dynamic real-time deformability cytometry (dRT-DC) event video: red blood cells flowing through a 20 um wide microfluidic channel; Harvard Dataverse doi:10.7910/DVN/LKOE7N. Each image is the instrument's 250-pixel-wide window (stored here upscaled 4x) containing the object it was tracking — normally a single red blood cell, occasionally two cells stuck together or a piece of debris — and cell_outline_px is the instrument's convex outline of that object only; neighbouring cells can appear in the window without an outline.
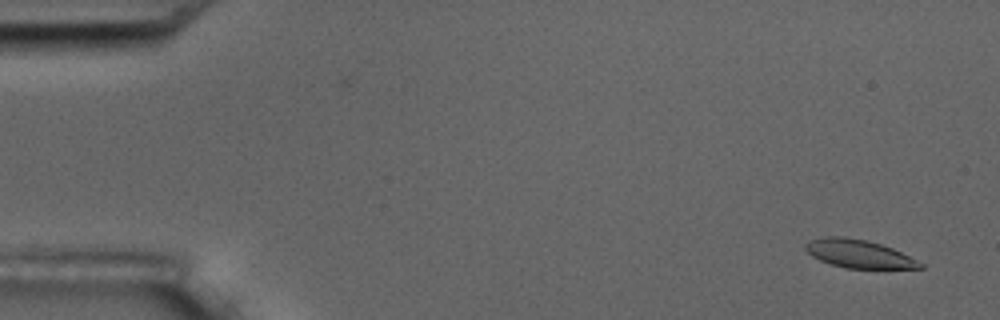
{"species": "common noctule bat (a hibernating species)", "species_latin": "Nyctalus noctula", "temperature_condition": "room temperature", "stored_images_in_passage": 2, "camera_frame_rate_fps": 3000, "um_per_image_px": 0.085, "animal": {"sex": "male", "body_mass_g": 17.5, "forearm_length_mm": 52.3}, "frame": {"image": 1, "passage_image": 2, "time_ms": 1.0, "image_size_px": [1000, 320], "cell_outline_px": [[924, 268], [844, 268], [820, 260], [812, 256], [804, 248], [804, 244], [808, 240], [820, 236], [844, 236], [864, 240], [880, 244], [892, 248], [924, 264]], "centroid_in_image_um": [72.93, 21.56], "position_along_channel_um": 12.1, "area_um2": 18.73}}